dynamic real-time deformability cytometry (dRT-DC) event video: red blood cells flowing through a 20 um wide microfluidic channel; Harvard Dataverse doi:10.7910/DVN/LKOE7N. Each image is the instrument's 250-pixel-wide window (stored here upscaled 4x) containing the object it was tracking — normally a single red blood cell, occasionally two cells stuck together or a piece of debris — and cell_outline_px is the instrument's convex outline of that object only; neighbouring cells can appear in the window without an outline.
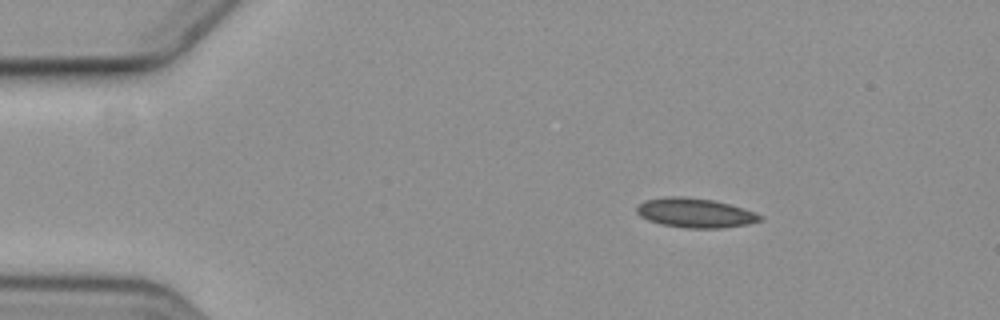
{"species": "common noctule bat (a hibernating species)", "species_latin": "Nyctalus noctula", "temperature_condition": "cold", "stored_images_in_passage": 4, "camera_frame_rate_fps": 3000, "um_per_image_px": 0.085, "animal": {"sex": "female", "body_mass_g": 19.3, "forearm_length_mm": 54.1}, "frame": {"image": 1, "passage_image": 2, "time_ms": 1.0, "image_size_px": [1000, 320], "cell_outline_px": [[764, 220], [748, 224], [724, 228], [684, 228], [660, 224], [648, 220], [640, 216], [636, 212], [636, 208], [640, 204], [648, 200], [676, 196], [712, 200], [728, 204], [764, 216]], "centroid_in_image_um": [59.1, 18.12], "position_along_channel_um": 25.9, "area_um2": 20.81}}
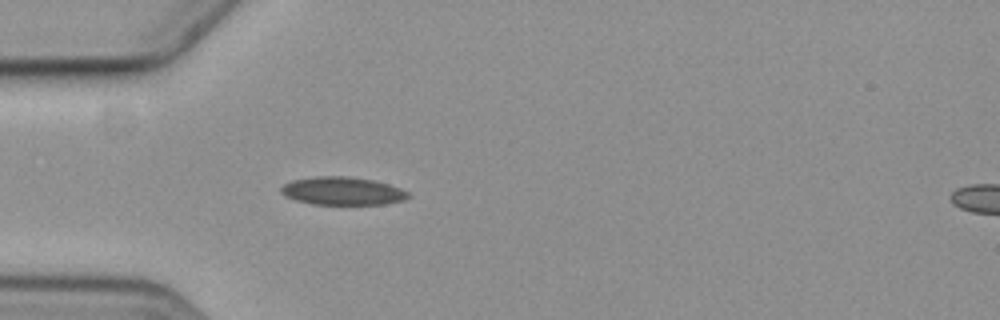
{"frame": {"image": 2, "passage_image": 4, "time_ms": 3.667, "image_size_px": [1000, 320], "cell_outline_px": [[412, 196], [404, 200], [384, 204], [312, 204], [296, 200], [284, 196], [280, 192], [280, 188], [284, 184], [292, 180], [320, 176], [344, 176], [372, 180], [388, 184], [400, 188], [408, 192]], "centroid_in_image_um": [29.1, 16.24], "position_along_channel_um": 55.9, "area_um2": 20.69}}